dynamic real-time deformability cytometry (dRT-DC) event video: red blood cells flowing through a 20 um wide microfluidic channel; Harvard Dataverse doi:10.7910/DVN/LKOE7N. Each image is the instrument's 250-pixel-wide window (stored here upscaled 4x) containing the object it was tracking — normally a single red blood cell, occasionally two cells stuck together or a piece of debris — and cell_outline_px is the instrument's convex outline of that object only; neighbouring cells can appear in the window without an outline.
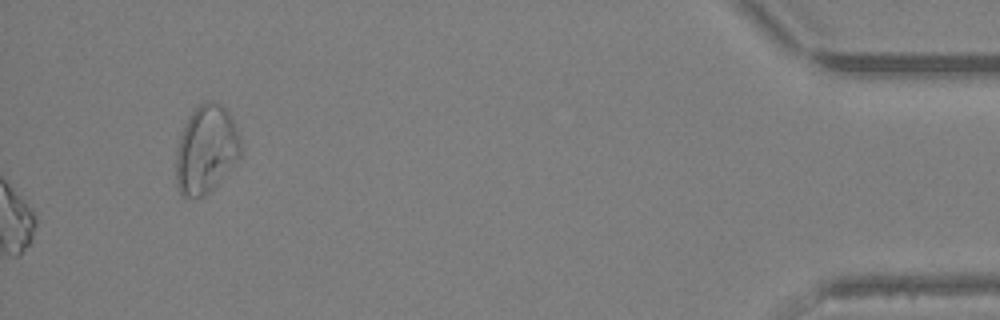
{"species": "Egyptian fruit bat (a non-hibernating species)", "species_latin": "Rousettus aegyptiacus", "temperature_condition": "warm", "stored_images_in_passage": 28, "segment_of_instrument_passage": [2, 2], "camera_frame_rate_fps": 3000, "um_per_image_px": 0.085, "animal": {"sex": "female"}, "frame": {"image": 1, "passage_image": 28, "time_ms": 9.0, "image_size_px": [1000, 320], "cell_outline_px": [[240, 156], [216, 188], [200, 196], [184, 196], [180, 192], [176, 184], [176, 148], [180, 136], [188, 116], [204, 100], [220, 104], [228, 112], [232, 120], [240, 140]], "centroid_in_image_um": [17.5, 12.72], "position_along_channel_um": 417.7, "area_um2": 32.95}}